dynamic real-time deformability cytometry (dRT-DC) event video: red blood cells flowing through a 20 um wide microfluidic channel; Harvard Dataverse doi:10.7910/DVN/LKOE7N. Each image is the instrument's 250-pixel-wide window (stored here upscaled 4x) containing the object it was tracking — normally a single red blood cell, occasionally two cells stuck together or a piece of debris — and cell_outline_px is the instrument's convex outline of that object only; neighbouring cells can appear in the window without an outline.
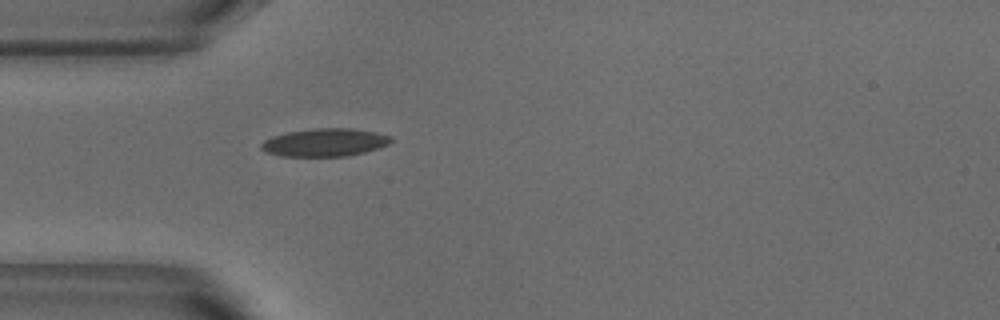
{"species": "common noctule bat (a hibernating species)", "species_latin": "Nyctalus noctula", "temperature_condition": "warm", "stored_images_in_passage": 32, "camera_frame_rate_fps": 3000, "um_per_image_px": 0.085, "animal": {"sex": "male", "body_mass_g": 18.8}, "frame": {"image": 1, "passage_image": 1, "time_ms": 0.0, "image_size_px": [1000, 320], "cell_outline_px": [[392, 140], [388, 144], [380, 148], [348, 156], [280, 156], [264, 152], [260, 148], [260, 144], [264, 140], [272, 136], [288, 132], [316, 128], [352, 128], [376, 132], [392, 136]], "centroid_in_image_um": [27.6, 12.11], "position_along_channel_um": 57.4, "area_um2": 21.27}}
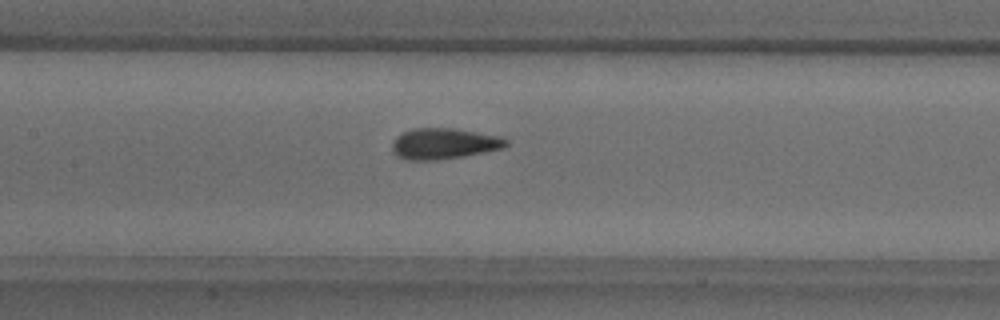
{"frame": {"image": 2, "passage_image": 10, "time_ms": 3.0, "image_size_px": [1000, 320], "cell_outline_px": [[508, 144], [504, 148], [464, 156], [436, 160], [408, 160], [396, 156], [392, 152], [392, 144], [396, 136], [412, 128], [456, 128], [500, 136], [508, 140]], "centroid_in_image_um": [37.73, 12.21], "position_along_channel_um": 169.7, "area_um2": 20.69}}
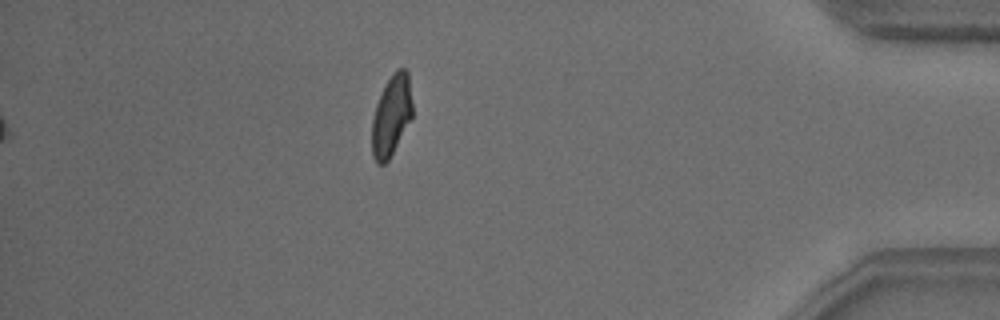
{"frame": {"image": 3, "passage_image": 32, "time_ms": 10.333, "image_size_px": [1000, 320], "cell_outline_px": [[412, 116], [388, 160], [384, 164], [376, 164], [372, 156], [372, 120], [376, 104], [392, 72], [396, 68], [404, 68], [408, 72], [412, 100]], "centroid_in_image_um": [33.26, 9.81], "position_along_channel_um": 401.9, "area_um2": 18.84}, "authors_computed_cell_mechanics": {"area_um2": 20.2011, "velocity_mm_per_s": 3.7943, "shape_relaxation_time_tau1_ms": 4.1176, "shape_relaxation_time_tau2_ms": 0.9534, "deformation_change_tau1": 0.1694, "deformation_change_tau2": 0.0818}}